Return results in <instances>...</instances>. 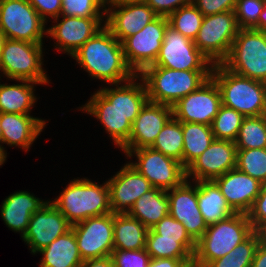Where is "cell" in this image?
I'll return each mask as SVG.
<instances>
[{"label": "cell", "mask_w": 266, "mask_h": 267, "mask_svg": "<svg viewBox=\"0 0 266 267\" xmlns=\"http://www.w3.org/2000/svg\"><path fill=\"white\" fill-rule=\"evenodd\" d=\"M147 0H106L108 6H121L126 4L146 3Z\"/></svg>", "instance_id": "816d5d0a"}, {"label": "cell", "mask_w": 266, "mask_h": 267, "mask_svg": "<svg viewBox=\"0 0 266 267\" xmlns=\"http://www.w3.org/2000/svg\"><path fill=\"white\" fill-rule=\"evenodd\" d=\"M254 232L246 213L235 214L217 223L208 225L203 236L196 242L193 266L206 267L219 259Z\"/></svg>", "instance_id": "277c9868"}, {"label": "cell", "mask_w": 266, "mask_h": 267, "mask_svg": "<svg viewBox=\"0 0 266 267\" xmlns=\"http://www.w3.org/2000/svg\"><path fill=\"white\" fill-rule=\"evenodd\" d=\"M1 143H2V129L0 126V147H1L2 151L7 155V152L4 150V146H2Z\"/></svg>", "instance_id": "6f0895ef"}, {"label": "cell", "mask_w": 266, "mask_h": 267, "mask_svg": "<svg viewBox=\"0 0 266 267\" xmlns=\"http://www.w3.org/2000/svg\"><path fill=\"white\" fill-rule=\"evenodd\" d=\"M80 110L100 120L114 144L121 149L127 144L132 123L113 104H111L99 91L95 92L89 101L80 107Z\"/></svg>", "instance_id": "603a6c76"}, {"label": "cell", "mask_w": 266, "mask_h": 267, "mask_svg": "<svg viewBox=\"0 0 266 267\" xmlns=\"http://www.w3.org/2000/svg\"><path fill=\"white\" fill-rule=\"evenodd\" d=\"M51 202L71 225L112 213L107 181L99 185L86 178L73 179Z\"/></svg>", "instance_id": "7a4b0ae2"}, {"label": "cell", "mask_w": 266, "mask_h": 267, "mask_svg": "<svg viewBox=\"0 0 266 267\" xmlns=\"http://www.w3.org/2000/svg\"><path fill=\"white\" fill-rule=\"evenodd\" d=\"M213 181L231 208L235 212L246 214L251 210L263 185L237 168L229 170Z\"/></svg>", "instance_id": "7402d4cb"}, {"label": "cell", "mask_w": 266, "mask_h": 267, "mask_svg": "<svg viewBox=\"0 0 266 267\" xmlns=\"http://www.w3.org/2000/svg\"><path fill=\"white\" fill-rule=\"evenodd\" d=\"M254 231L266 222V183L262 185L251 210L247 213Z\"/></svg>", "instance_id": "ee69618b"}, {"label": "cell", "mask_w": 266, "mask_h": 267, "mask_svg": "<svg viewBox=\"0 0 266 267\" xmlns=\"http://www.w3.org/2000/svg\"><path fill=\"white\" fill-rule=\"evenodd\" d=\"M128 215L151 229L162 218L169 215L167 190L153 187L135 201Z\"/></svg>", "instance_id": "f1b7e54d"}, {"label": "cell", "mask_w": 266, "mask_h": 267, "mask_svg": "<svg viewBox=\"0 0 266 267\" xmlns=\"http://www.w3.org/2000/svg\"><path fill=\"white\" fill-rule=\"evenodd\" d=\"M151 148L182 163V122L172 116L163 126Z\"/></svg>", "instance_id": "d6a6232c"}, {"label": "cell", "mask_w": 266, "mask_h": 267, "mask_svg": "<svg viewBox=\"0 0 266 267\" xmlns=\"http://www.w3.org/2000/svg\"><path fill=\"white\" fill-rule=\"evenodd\" d=\"M46 22L47 18L55 19L61 14V0H27ZM49 16V17H47Z\"/></svg>", "instance_id": "bcb514c9"}, {"label": "cell", "mask_w": 266, "mask_h": 267, "mask_svg": "<svg viewBox=\"0 0 266 267\" xmlns=\"http://www.w3.org/2000/svg\"><path fill=\"white\" fill-rule=\"evenodd\" d=\"M159 239H179L193 255L196 250V242L189 236L181 222L175 220L171 215L162 218L155 226L151 228Z\"/></svg>", "instance_id": "60d3db41"}, {"label": "cell", "mask_w": 266, "mask_h": 267, "mask_svg": "<svg viewBox=\"0 0 266 267\" xmlns=\"http://www.w3.org/2000/svg\"><path fill=\"white\" fill-rule=\"evenodd\" d=\"M127 157L136 156L138 162H130L153 187L169 190L186 180V168L181 162L163 155L151 147L121 149ZM135 154V155H134Z\"/></svg>", "instance_id": "30bf717a"}, {"label": "cell", "mask_w": 266, "mask_h": 267, "mask_svg": "<svg viewBox=\"0 0 266 267\" xmlns=\"http://www.w3.org/2000/svg\"><path fill=\"white\" fill-rule=\"evenodd\" d=\"M38 252L43 255L40 267H81L84 262L72 228Z\"/></svg>", "instance_id": "4316f807"}, {"label": "cell", "mask_w": 266, "mask_h": 267, "mask_svg": "<svg viewBox=\"0 0 266 267\" xmlns=\"http://www.w3.org/2000/svg\"><path fill=\"white\" fill-rule=\"evenodd\" d=\"M48 201H41L27 191H17L9 195L1 206V217L8 228L24 236L32 214L39 211Z\"/></svg>", "instance_id": "484cf974"}, {"label": "cell", "mask_w": 266, "mask_h": 267, "mask_svg": "<svg viewBox=\"0 0 266 267\" xmlns=\"http://www.w3.org/2000/svg\"><path fill=\"white\" fill-rule=\"evenodd\" d=\"M211 78L216 82L222 105L245 117L266 115V83L237 75L222 64H214Z\"/></svg>", "instance_id": "3957f363"}, {"label": "cell", "mask_w": 266, "mask_h": 267, "mask_svg": "<svg viewBox=\"0 0 266 267\" xmlns=\"http://www.w3.org/2000/svg\"><path fill=\"white\" fill-rule=\"evenodd\" d=\"M43 44L7 39L0 55V73L10 80L49 83L43 66Z\"/></svg>", "instance_id": "52a82bcc"}, {"label": "cell", "mask_w": 266, "mask_h": 267, "mask_svg": "<svg viewBox=\"0 0 266 267\" xmlns=\"http://www.w3.org/2000/svg\"><path fill=\"white\" fill-rule=\"evenodd\" d=\"M251 267H266V244L259 242Z\"/></svg>", "instance_id": "681fc988"}, {"label": "cell", "mask_w": 266, "mask_h": 267, "mask_svg": "<svg viewBox=\"0 0 266 267\" xmlns=\"http://www.w3.org/2000/svg\"><path fill=\"white\" fill-rule=\"evenodd\" d=\"M259 242V235L254 231L245 241L237 245L228 254L211 261L206 267H251Z\"/></svg>", "instance_id": "d590c367"}, {"label": "cell", "mask_w": 266, "mask_h": 267, "mask_svg": "<svg viewBox=\"0 0 266 267\" xmlns=\"http://www.w3.org/2000/svg\"><path fill=\"white\" fill-rule=\"evenodd\" d=\"M172 116V107L147 101L132 123L129 140L122 149L151 147Z\"/></svg>", "instance_id": "ffe728a7"}, {"label": "cell", "mask_w": 266, "mask_h": 267, "mask_svg": "<svg viewBox=\"0 0 266 267\" xmlns=\"http://www.w3.org/2000/svg\"><path fill=\"white\" fill-rule=\"evenodd\" d=\"M67 218L48 201L39 211L32 214L23 241L33 254L50 245L59 236L71 229Z\"/></svg>", "instance_id": "e0dca14e"}, {"label": "cell", "mask_w": 266, "mask_h": 267, "mask_svg": "<svg viewBox=\"0 0 266 267\" xmlns=\"http://www.w3.org/2000/svg\"><path fill=\"white\" fill-rule=\"evenodd\" d=\"M61 14L83 18H104L106 0H61ZM102 9V11H101Z\"/></svg>", "instance_id": "ab89813d"}, {"label": "cell", "mask_w": 266, "mask_h": 267, "mask_svg": "<svg viewBox=\"0 0 266 267\" xmlns=\"http://www.w3.org/2000/svg\"><path fill=\"white\" fill-rule=\"evenodd\" d=\"M139 76L145 83L148 101L172 107L181 98L198 90L209 80L211 71L146 67Z\"/></svg>", "instance_id": "5b68a950"}, {"label": "cell", "mask_w": 266, "mask_h": 267, "mask_svg": "<svg viewBox=\"0 0 266 267\" xmlns=\"http://www.w3.org/2000/svg\"><path fill=\"white\" fill-rule=\"evenodd\" d=\"M258 30L266 32V0L264 2V8L258 19Z\"/></svg>", "instance_id": "f5cc1de1"}, {"label": "cell", "mask_w": 266, "mask_h": 267, "mask_svg": "<svg viewBox=\"0 0 266 267\" xmlns=\"http://www.w3.org/2000/svg\"><path fill=\"white\" fill-rule=\"evenodd\" d=\"M234 143L237 149L266 148V115L245 117Z\"/></svg>", "instance_id": "836d02e7"}, {"label": "cell", "mask_w": 266, "mask_h": 267, "mask_svg": "<svg viewBox=\"0 0 266 267\" xmlns=\"http://www.w3.org/2000/svg\"><path fill=\"white\" fill-rule=\"evenodd\" d=\"M81 267H114V263L112 261V258L105 257L100 259H88L85 260Z\"/></svg>", "instance_id": "f907efd6"}, {"label": "cell", "mask_w": 266, "mask_h": 267, "mask_svg": "<svg viewBox=\"0 0 266 267\" xmlns=\"http://www.w3.org/2000/svg\"><path fill=\"white\" fill-rule=\"evenodd\" d=\"M110 257L114 267H148L151 257L145 249L119 250L113 249Z\"/></svg>", "instance_id": "7bdbcfd3"}, {"label": "cell", "mask_w": 266, "mask_h": 267, "mask_svg": "<svg viewBox=\"0 0 266 267\" xmlns=\"http://www.w3.org/2000/svg\"><path fill=\"white\" fill-rule=\"evenodd\" d=\"M137 78L141 80L142 83H136L135 81ZM119 85L120 84H115L116 88L104 87L98 91L133 123L142 107L148 101L145 83L139 75H136L125 82L123 86L122 84Z\"/></svg>", "instance_id": "d4e9b609"}, {"label": "cell", "mask_w": 266, "mask_h": 267, "mask_svg": "<svg viewBox=\"0 0 266 267\" xmlns=\"http://www.w3.org/2000/svg\"><path fill=\"white\" fill-rule=\"evenodd\" d=\"M221 64L237 75L266 83V32L240 29Z\"/></svg>", "instance_id": "8992f818"}, {"label": "cell", "mask_w": 266, "mask_h": 267, "mask_svg": "<svg viewBox=\"0 0 266 267\" xmlns=\"http://www.w3.org/2000/svg\"><path fill=\"white\" fill-rule=\"evenodd\" d=\"M45 23L27 0H0V30L7 39L43 44Z\"/></svg>", "instance_id": "9c48e42d"}, {"label": "cell", "mask_w": 266, "mask_h": 267, "mask_svg": "<svg viewBox=\"0 0 266 267\" xmlns=\"http://www.w3.org/2000/svg\"><path fill=\"white\" fill-rule=\"evenodd\" d=\"M203 17V14L191 3L180 7L167 18L170 27L194 41L201 27Z\"/></svg>", "instance_id": "8d00e7d4"}, {"label": "cell", "mask_w": 266, "mask_h": 267, "mask_svg": "<svg viewBox=\"0 0 266 267\" xmlns=\"http://www.w3.org/2000/svg\"><path fill=\"white\" fill-rule=\"evenodd\" d=\"M256 232L259 235L260 242L266 244V222Z\"/></svg>", "instance_id": "db71d44e"}, {"label": "cell", "mask_w": 266, "mask_h": 267, "mask_svg": "<svg viewBox=\"0 0 266 267\" xmlns=\"http://www.w3.org/2000/svg\"><path fill=\"white\" fill-rule=\"evenodd\" d=\"M193 259L151 258L148 267H190Z\"/></svg>", "instance_id": "c3c4849f"}, {"label": "cell", "mask_w": 266, "mask_h": 267, "mask_svg": "<svg viewBox=\"0 0 266 267\" xmlns=\"http://www.w3.org/2000/svg\"><path fill=\"white\" fill-rule=\"evenodd\" d=\"M265 0H237L234 9L240 29L258 30V19L263 11Z\"/></svg>", "instance_id": "b9f144b4"}, {"label": "cell", "mask_w": 266, "mask_h": 267, "mask_svg": "<svg viewBox=\"0 0 266 267\" xmlns=\"http://www.w3.org/2000/svg\"><path fill=\"white\" fill-rule=\"evenodd\" d=\"M182 165L187 168L215 139L211 126L193 122H182Z\"/></svg>", "instance_id": "1f68e13d"}, {"label": "cell", "mask_w": 266, "mask_h": 267, "mask_svg": "<svg viewBox=\"0 0 266 267\" xmlns=\"http://www.w3.org/2000/svg\"><path fill=\"white\" fill-rule=\"evenodd\" d=\"M237 148L233 141L214 139L187 168L186 179L211 181L236 168ZM189 178V179H188Z\"/></svg>", "instance_id": "9a60e30c"}, {"label": "cell", "mask_w": 266, "mask_h": 267, "mask_svg": "<svg viewBox=\"0 0 266 267\" xmlns=\"http://www.w3.org/2000/svg\"><path fill=\"white\" fill-rule=\"evenodd\" d=\"M62 20L59 23V18ZM104 18H83L75 16L60 15L54 19L53 25L47 30V35L57 40L55 49L73 55L83 44L99 32ZM102 25V27H101Z\"/></svg>", "instance_id": "d6986e66"}, {"label": "cell", "mask_w": 266, "mask_h": 267, "mask_svg": "<svg viewBox=\"0 0 266 267\" xmlns=\"http://www.w3.org/2000/svg\"><path fill=\"white\" fill-rule=\"evenodd\" d=\"M148 67H164L180 71H212L213 64L196 47L193 40L168 26L155 63Z\"/></svg>", "instance_id": "8fae6325"}, {"label": "cell", "mask_w": 266, "mask_h": 267, "mask_svg": "<svg viewBox=\"0 0 266 267\" xmlns=\"http://www.w3.org/2000/svg\"><path fill=\"white\" fill-rule=\"evenodd\" d=\"M15 81L21 83L13 85L0 83V113L29 114L37 99L33 85L39 83L30 80Z\"/></svg>", "instance_id": "4dcf8cb0"}, {"label": "cell", "mask_w": 266, "mask_h": 267, "mask_svg": "<svg viewBox=\"0 0 266 267\" xmlns=\"http://www.w3.org/2000/svg\"><path fill=\"white\" fill-rule=\"evenodd\" d=\"M237 0H192L203 16L234 11Z\"/></svg>", "instance_id": "f6af8a7d"}, {"label": "cell", "mask_w": 266, "mask_h": 267, "mask_svg": "<svg viewBox=\"0 0 266 267\" xmlns=\"http://www.w3.org/2000/svg\"><path fill=\"white\" fill-rule=\"evenodd\" d=\"M197 201L201 215L208 225L236 213L213 180L197 182Z\"/></svg>", "instance_id": "83f0119b"}, {"label": "cell", "mask_w": 266, "mask_h": 267, "mask_svg": "<svg viewBox=\"0 0 266 267\" xmlns=\"http://www.w3.org/2000/svg\"><path fill=\"white\" fill-rule=\"evenodd\" d=\"M236 168L266 183V148L237 149Z\"/></svg>", "instance_id": "f35d334b"}, {"label": "cell", "mask_w": 266, "mask_h": 267, "mask_svg": "<svg viewBox=\"0 0 266 267\" xmlns=\"http://www.w3.org/2000/svg\"><path fill=\"white\" fill-rule=\"evenodd\" d=\"M245 116L236 110L221 105L211 123L214 138L235 141Z\"/></svg>", "instance_id": "74e56055"}, {"label": "cell", "mask_w": 266, "mask_h": 267, "mask_svg": "<svg viewBox=\"0 0 266 267\" xmlns=\"http://www.w3.org/2000/svg\"><path fill=\"white\" fill-rule=\"evenodd\" d=\"M194 187L187 179L177 187L167 190L169 215L181 222L189 236L197 242L208 224L201 215L197 201V182Z\"/></svg>", "instance_id": "2e32d148"}, {"label": "cell", "mask_w": 266, "mask_h": 267, "mask_svg": "<svg viewBox=\"0 0 266 267\" xmlns=\"http://www.w3.org/2000/svg\"><path fill=\"white\" fill-rule=\"evenodd\" d=\"M113 214H128L135 201L153 188L129 162L107 181Z\"/></svg>", "instance_id": "ac0fdd59"}, {"label": "cell", "mask_w": 266, "mask_h": 267, "mask_svg": "<svg viewBox=\"0 0 266 267\" xmlns=\"http://www.w3.org/2000/svg\"><path fill=\"white\" fill-rule=\"evenodd\" d=\"M222 105L216 82L210 78L198 90L189 93L172 106V115L180 122L211 123Z\"/></svg>", "instance_id": "5bb4252c"}, {"label": "cell", "mask_w": 266, "mask_h": 267, "mask_svg": "<svg viewBox=\"0 0 266 267\" xmlns=\"http://www.w3.org/2000/svg\"><path fill=\"white\" fill-rule=\"evenodd\" d=\"M148 228L128 214H113L114 249H145Z\"/></svg>", "instance_id": "f546056e"}, {"label": "cell", "mask_w": 266, "mask_h": 267, "mask_svg": "<svg viewBox=\"0 0 266 267\" xmlns=\"http://www.w3.org/2000/svg\"><path fill=\"white\" fill-rule=\"evenodd\" d=\"M192 0H147L149 5L157 16L168 17L180 7L189 5Z\"/></svg>", "instance_id": "7dc6e473"}, {"label": "cell", "mask_w": 266, "mask_h": 267, "mask_svg": "<svg viewBox=\"0 0 266 267\" xmlns=\"http://www.w3.org/2000/svg\"><path fill=\"white\" fill-rule=\"evenodd\" d=\"M45 125V120L30 114L0 113L2 143L22 147L25 152L29 151Z\"/></svg>", "instance_id": "cb8c5ba5"}, {"label": "cell", "mask_w": 266, "mask_h": 267, "mask_svg": "<svg viewBox=\"0 0 266 267\" xmlns=\"http://www.w3.org/2000/svg\"><path fill=\"white\" fill-rule=\"evenodd\" d=\"M72 57L89 76L112 83V87L136 76L126 62L121 42L105 25Z\"/></svg>", "instance_id": "6da1fadb"}, {"label": "cell", "mask_w": 266, "mask_h": 267, "mask_svg": "<svg viewBox=\"0 0 266 267\" xmlns=\"http://www.w3.org/2000/svg\"><path fill=\"white\" fill-rule=\"evenodd\" d=\"M239 30L234 11L204 16L194 43L213 65L221 64Z\"/></svg>", "instance_id": "ba28073f"}, {"label": "cell", "mask_w": 266, "mask_h": 267, "mask_svg": "<svg viewBox=\"0 0 266 267\" xmlns=\"http://www.w3.org/2000/svg\"><path fill=\"white\" fill-rule=\"evenodd\" d=\"M6 40H7L6 35L0 30V55H1V51L3 49V46L6 42Z\"/></svg>", "instance_id": "11a10c76"}, {"label": "cell", "mask_w": 266, "mask_h": 267, "mask_svg": "<svg viewBox=\"0 0 266 267\" xmlns=\"http://www.w3.org/2000/svg\"><path fill=\"white\" fill-rule=\"evenodd\" d=\"M168 26L167 17L157 16L141 31L121 42L126 62L136 75L155 63Z\"/></svg>", "instance_id": "7c38bea8"}, {"label": "cell", "mask_w": 266, "mask_h": 267, "mask_svg": "<svg viewBox=\"0 0 266 267\" xmlns=\"http://www.w3.org/2000/svg\"><path fill=\"white\" fill-rule=\"evenodd\" d=\"M7 158V155L2 151L1 147H0V166L3 164Z\"/></svg>", "instance_id": "9f6ffc18"}, {"label": "cell", "mask_w": 266, "mask_h": 267, "mask_svg": "<svg viewBox=\"0 0 266 267\" xmlns=\"http://www.w3.org/2000/svg\"><path fill=\"white\" fill-rule=\"evenodd\" d=\"M145 250L151 258L193 259V254L179 239H159V235L148 229Z\"/></svg>", "instance_id": "e575fe53"}, {"label": "cell", "mask_w": 266, "mask_h": 267, "mask_svg": "<svg viewBox=\"0 0 266 267\" xmlns=\"http://www.w3.org/2000/svg\"><path fill=\"white\" fill-rule=\"evenodd\" d=\"M83 261L109 257L114 249L113 213L90 217L71 227Z\"/></svg>", "instance_id": "4fadbf2b"}, {"label": "cell", "mask_w": 266, "mask_h": 267, "mask_svg": "<svg viewBox=\"0 0 266 267\" xmlns=\"http://www.w3.org/2000/svg\"><path fill=\"white\" fill-rule=\"evenodd\" d=\"M107 7L105 26L119 42L135 35L157 17L146 3Z\"/></svg>", "instance_id": "44dd1931"}]
</instances>
